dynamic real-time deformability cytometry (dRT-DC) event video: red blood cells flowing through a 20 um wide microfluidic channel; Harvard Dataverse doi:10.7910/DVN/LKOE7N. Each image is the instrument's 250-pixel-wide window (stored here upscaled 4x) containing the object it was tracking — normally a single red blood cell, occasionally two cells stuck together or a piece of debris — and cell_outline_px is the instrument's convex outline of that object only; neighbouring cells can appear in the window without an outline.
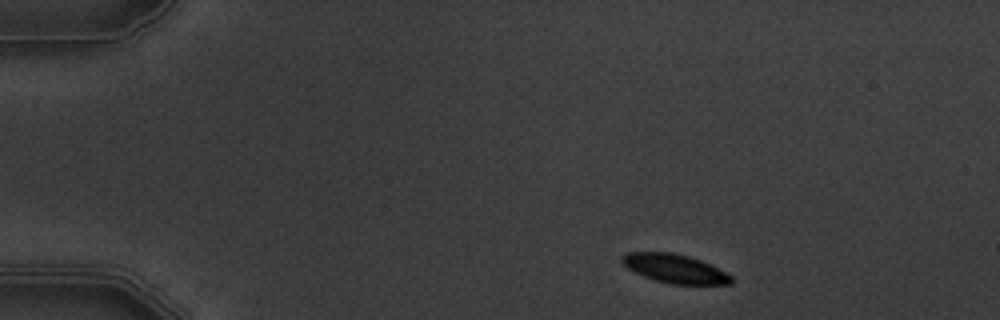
{"species": "common noctule bat (a hibernating species)", "species_latin": "Nyctalus noctula", "temperature_condition": "warm", "stored_images_in_passage": 3, "camera_frame_rate_fps": 3000, "um_per_image_px": 0.085, "animal": {"sex": "male", "body_mass_g": 19.5, "forearm_length_mm": 54.6}, "frame": {"image": 1, "passage_image": 1, "time_ms": 0.0, "image_size_px": [1000, 320], "cell_outline_px": [[732, 284], [668, 284], [644, 276], [628, 268], [620, 260], [620, 256], [628, 252], [672, 252], [688, 256], [700, 260], [732, 276]], "centroid_in_image_um": [57.32, 22.82], "position_along_channel_um": 27.7, "area_um2": 18.09}}